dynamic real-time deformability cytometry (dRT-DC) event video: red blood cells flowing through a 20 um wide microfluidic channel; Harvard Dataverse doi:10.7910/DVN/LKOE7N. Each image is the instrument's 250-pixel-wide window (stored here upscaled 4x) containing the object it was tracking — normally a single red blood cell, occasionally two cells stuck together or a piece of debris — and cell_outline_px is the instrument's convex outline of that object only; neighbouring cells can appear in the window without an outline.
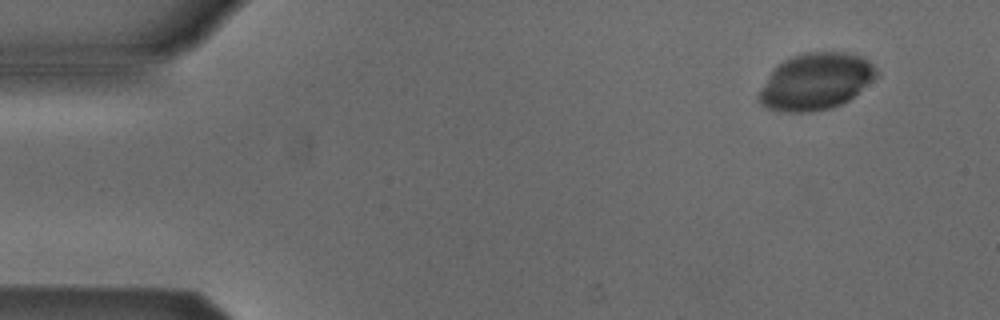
{"species": "Egyptian fruit bat (a non-hibernating species)", "species_latin": "Rousettus aegyptiacus", "temperature_condition": "cold", "stored_images_in_passage": 3, "camera_frame_rate_fps": 3000, "um_per_image_px": 0.085, "animal": {"sex": "male"}, "frame": {"image": 1, "passage_image": 1, "time_ms": 0.0, "image_size_px": [1000, 320], "cell_outline_px": [[880, 76], [848, 100], [832, 108], [812, 112], [780, 112], [768, 108], [760, 104], [756, 96], [776, 64], [792, 56], [804, 52], [848, 52], [860, 56], [868, 60], [880, 72]], "centroid_in_image_um": [69.35, 6.93], "position_along_channel_um": 15.7, "area_um2": 39.25}}